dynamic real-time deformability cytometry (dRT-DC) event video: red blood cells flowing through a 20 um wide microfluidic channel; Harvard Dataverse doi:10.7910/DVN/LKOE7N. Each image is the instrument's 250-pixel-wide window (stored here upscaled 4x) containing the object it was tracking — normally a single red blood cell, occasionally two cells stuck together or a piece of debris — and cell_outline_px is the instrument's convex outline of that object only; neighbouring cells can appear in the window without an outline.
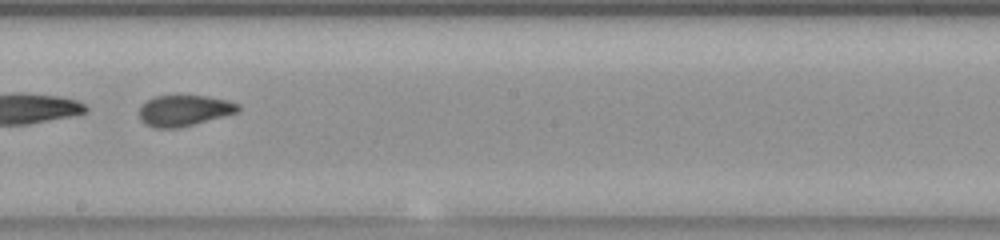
{"species": "common noctule bat (a hibernating species)", "species_latin": "Nyctalus noctula", "temperature_condition": "room temperature", "stored_images_in_passage": 39, "camera_frame_rate_fps": 3000, "um_per_image_px": 0.085, "animal": {"sex": "female", "body_mass_g": 23.0, "forearm_length_mm": 53.4}, "frame": {"image": 1, "passage_image": 17, "time_ms": 5.333, "image_size_px": [1000, 240], "cell_outline_px": [[240, 112], [180, 128], [152, 128], [144, 124], [140, 120], [140, 104], [156, 96], [208, 96], [228, 100], [240, 104]], "centroid_in_image_um": [15.67, 9.41], "position_along_channel_um": 232.5, "area_um2": 18.09}, "authors_computed_cell_mechanics": {"area_um2": 18.496, "velocity_mm_per_s": 3.8357, "shape_relaxation_time_tau1_ms": null, "shape_relaxation_time_tau2_ms": 1.3904, "deformation_change_tau1": null, "deformation_change_tau2": 0.0636}}